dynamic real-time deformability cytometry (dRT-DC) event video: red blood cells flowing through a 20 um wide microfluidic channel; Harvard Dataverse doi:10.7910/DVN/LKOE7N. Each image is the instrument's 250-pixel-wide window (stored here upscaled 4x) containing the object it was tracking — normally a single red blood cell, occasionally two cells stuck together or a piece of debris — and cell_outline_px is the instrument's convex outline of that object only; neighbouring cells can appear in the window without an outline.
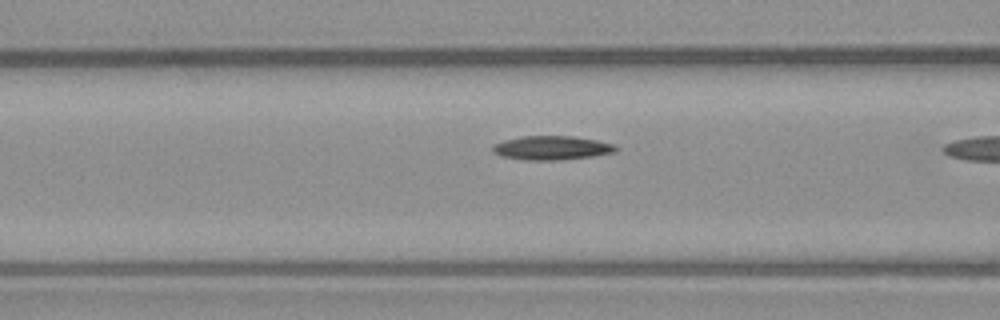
{"species": "common noctule bat (a hibernating species)", "species_latin": "Nyctalus noctula", "temperature_condition": "warm", "stored_images_in_passage": 23, "camera_frame_rate_fps": 3000, "um_per_image_px": 0.085, "animal": {"sex": "male", "body_mass_g": 23.1, "forearm_length_mm": 52.7}, "frame": {"image": 1, "passage_image": 15, "time_ms": 4.667, "image_size_px": [1000, 320], "cell_outline_px": [[620, 148], [616, 152], [592, 156], [556, 160], [524, 160], [500, 156], [492, 152], [492, 144], [504, 140], [520, 136], [572, 136], [596, 140], [616, 144]], "centroid_in_image_um": [46.89, 12.56], "position_along_channel_um": 119.7, "area_um2": 17.4}}
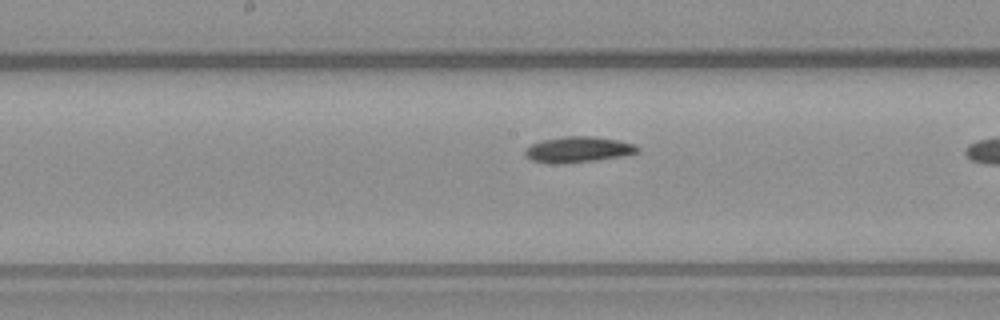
{"frame": {"image": 2, "passage_image": 21, "time_ms": 6.667, "image_size_px": [1000, 320], "cell_outline_px": [[640, 152], [624, 156], [596, 160], [564, 164], [552, 164], [532, 160], [524, 156], [524, 148], [532, 144], [544, 140], [568, 136], [592, 136], [616, 140], [632, 144], [640, 148]], "centroid_in_image_um": [49.12, 12.73], "position_along_channel_um": 199.1, "area_um2": 16.94}}